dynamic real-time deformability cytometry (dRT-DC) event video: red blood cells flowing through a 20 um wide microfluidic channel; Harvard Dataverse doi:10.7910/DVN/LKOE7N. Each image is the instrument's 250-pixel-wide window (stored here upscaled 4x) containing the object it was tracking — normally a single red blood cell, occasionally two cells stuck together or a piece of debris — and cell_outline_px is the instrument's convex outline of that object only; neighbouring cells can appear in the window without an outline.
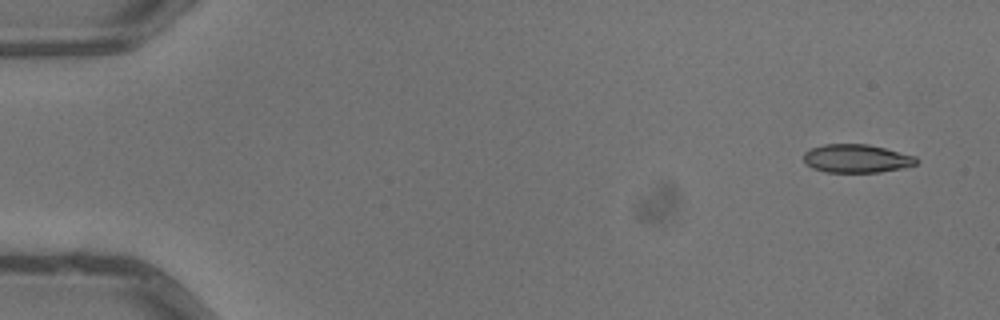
{"species": "common noctule bat (a hibernating species)", "species_latin": "Nyctalus noctula", "temperature_condition": "warm", "stored_images_in_passage": 7, "camera_frame_rate_fps": 3000, "um_per_image_px": 0.085, "animal": {"sex": "male", "body_mass_g": 13.3}, "frame": {"image": 1, "passage_image": 1, "time_ms": 0.0, "image_size_px": [1000, 320], "cell_outline_px": [[916, 164], [904, 168], [880, 172], [824, 172], [812, 168], [804, 164], [804, 152], [812, 148], [824, 144], [868, 144], [916, 156]], "centroid_in_image_um": [72.78, 13.48], "position_along_channel_um": 12.2, "area_um2": 18.67}}
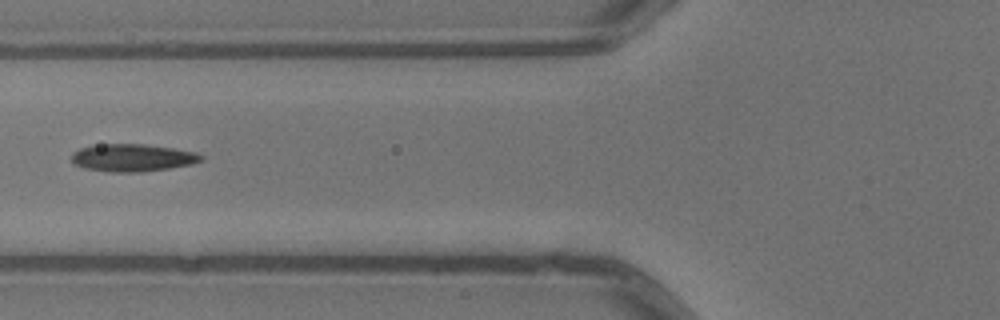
{"frame": {"image": 2, "passage_image": 6, "time_ms": 1.667, "image_size_px": [1000, 320], "cell_outline_px": [[204, 156], [200, 160], [192, 164], [168, 168], [140, 172], [108, 172], [84, 168], [76, 164], [72, 160], [72, 152], [80, 148], [104, 144], [144, 144], [172, 148], [196, 152]], "centroid_in_image_um": [11.26, 13.41], "position_along_channel_um": 114.5, "area_um2": 20.58}}
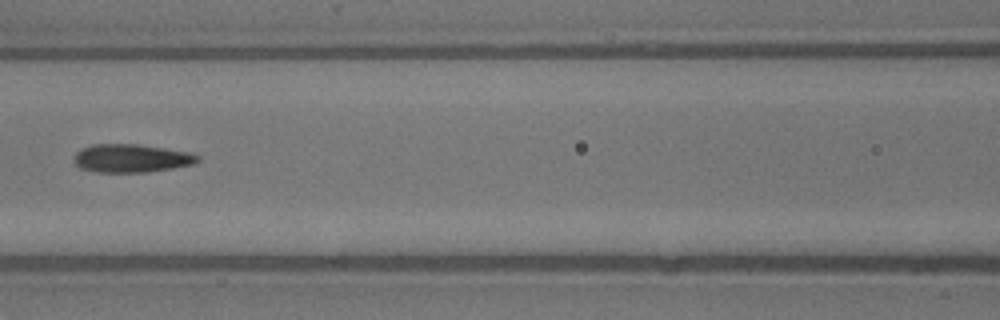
{"frame": {"image": 3, "passage_image": 7, "time_ms": 2.0, "image_size_px": [1000, 320], "cell_outline_px": [[200, 160], [192, 164], [172, 168], [148, 172], [96, 172], [80, 168], [72, 160], [76, 152], [92, 144], [140, 144], [192, 152], [200, 156]], "centroid_in_image_um": [11.18, 13.45], "position_along_channel_um": 155.4, "area_um2": 20.52}}